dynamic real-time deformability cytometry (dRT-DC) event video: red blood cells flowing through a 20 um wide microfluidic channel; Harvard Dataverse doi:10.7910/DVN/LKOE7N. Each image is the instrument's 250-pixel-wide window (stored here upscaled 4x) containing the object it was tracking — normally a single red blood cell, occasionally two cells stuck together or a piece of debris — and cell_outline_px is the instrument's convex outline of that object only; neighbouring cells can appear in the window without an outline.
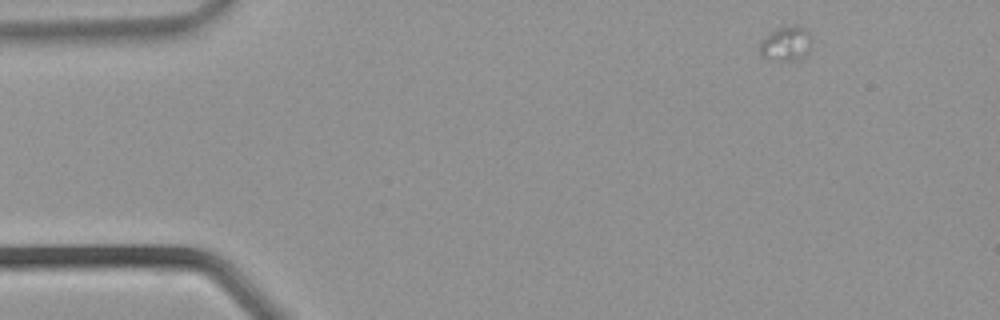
{"species": "common noctule bat (a hibernating species)", "species_latin": "Nyctalus noctula", "temperature_condition": "warm", "stored_images_in_passage": 9, "camera_frame_rate_fps": 3000, "um_per_image_px": 0.085, "animal": {"sex": "male", "body_mass_g": 21.5, "forearm_length_mm": 52.0}, "frame": {"image": 1, "passage_image": 1, "time_ms": 0.0, "image_size_px": [1000, 320], "cell_outline_px": [[812, 44], [808, 52], [800, 60], [768, 60], [760, 52], [760, 40], [772, 32], [780, 28], [796, 24], [804, 28], [808, 32], [812, 40]], "centroid_in_image_um": [66.84, 3.72], "position_along_channel_um": 18.2, "area_um2": 10.46}}